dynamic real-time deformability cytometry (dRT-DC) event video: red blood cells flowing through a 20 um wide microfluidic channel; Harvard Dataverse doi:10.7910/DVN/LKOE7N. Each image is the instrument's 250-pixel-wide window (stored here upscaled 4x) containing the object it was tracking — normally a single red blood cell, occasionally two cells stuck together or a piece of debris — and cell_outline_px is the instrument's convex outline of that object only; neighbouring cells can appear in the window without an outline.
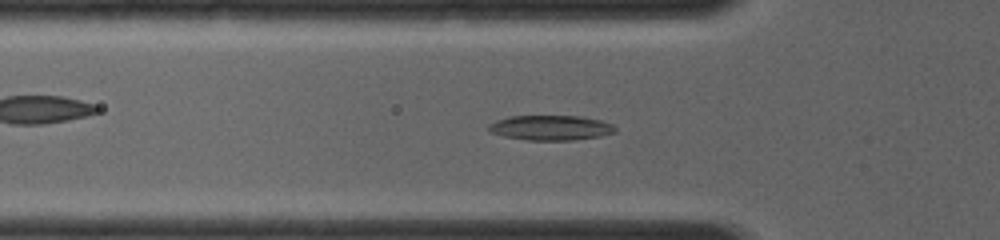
{"species": "common noctule bat (a hibernating species)", "species_latin": "Nyctalus noctula", "temperature_condition": "room temperature", "stored_images_in_passage": 38, "camera_frame_rate_fps": 4000, "um_per_image_px": 0.085, "animal": {"sex": "female", "body_mass_g": 19.0, "forearm_length_mm": 56.7}, "frame": {"image": 1, "passage_image": 24, "time_ms": 4.25, "image_size_px": [1000, 240], "cell_outline_px": [[616, 132], [600, 136], [572, 140], [528, 140], [504, 136], [488, 132], [488, 124], [496, 120], [508, 116], [580, 116], [600, 120], [612, 124], [616, 128]], "centroid_in_image_um": [46.78, 10.85], "position_along_channel_um": 79.0, "area_um2": 18.44}}
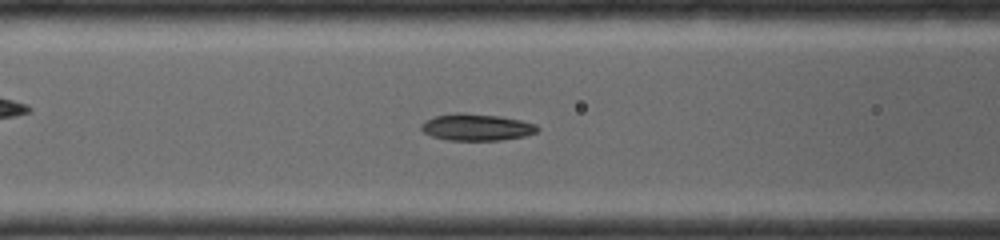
{"frame": {"image": 2, "passage_image": 30, "time_ms": 5.25, "image_size_px": [1000, 240], "cell_outline_px": [[540, 128], [536, 132], [524, 136], [500, 140], [448, 140], [432, 136], [424, 132], [420, 128], [420, 124], [424, 120], [432, 116], [456, 112], [464, 112], [500, 116], [520, 120], [536, 124]], "centroid_in_image_um": [40.46, 10.79], "position_along_channel_um": 126.1, "area_um2": 18.32}}
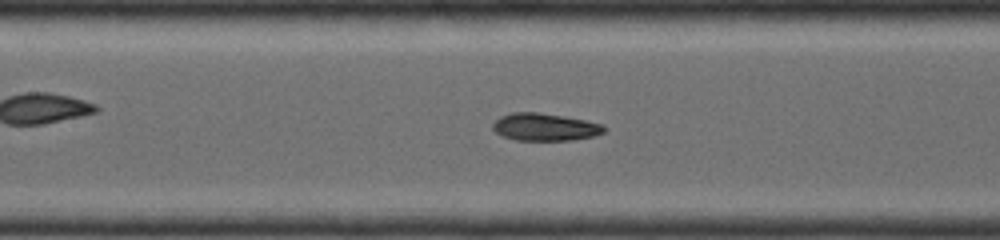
{"frame": {"image": 3, "passage_image": 34, "time_ms": 6.0, "image_size_px": [1000, 240], "cell_outline_px": [[604, 132], [596, 136], [572, 140], [516, 140], [504, 136], [496, 132], [492, 128], [492, 124], [500, 116], [512, 112], [540, 112], [564, 116], [604, 124]], "centroid_in_image_um": [46.32, 10.79], "position_along_channel_um": 161.1, "area_um2": 17.86}}